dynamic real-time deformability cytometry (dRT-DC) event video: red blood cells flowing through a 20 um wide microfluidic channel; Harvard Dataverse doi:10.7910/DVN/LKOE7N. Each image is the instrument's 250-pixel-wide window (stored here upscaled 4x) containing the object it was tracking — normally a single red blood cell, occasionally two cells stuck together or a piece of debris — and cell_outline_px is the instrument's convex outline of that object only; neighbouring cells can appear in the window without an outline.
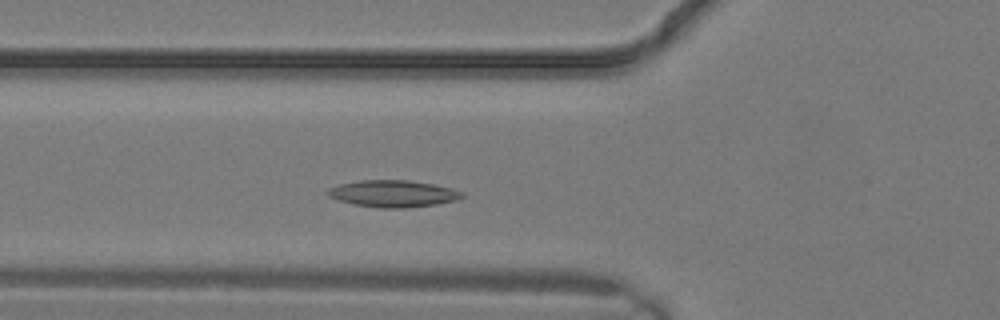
{"species": "common noctule bat (a hibernating species)", "species_latin": "Nyctalus noctula", "temperature_condition": "warm", "stored_images_in_passage": 10, "camera_frame_rate_fps": 3000, "um_per_image_px": 0.085, "animal": {"sex": "male", "body_mass_g": 19.2, "forearm_length_mm": 51.8}, "frame": {"image": 1, "passage_image": 5, "time_ms": 1.333, "image_size_px": [1000, 320], "cell_outline_px": [[464, 196], [456, 200], [436, 204], [404, 208], [380, 208], [356, 204], [340, 200], [328, 196], [324, 192], [328, 188], [340, 184], [360, 180], [408, 180], [432, 184], [452, 188], [464, 192]], "centroid_in_image_um": [33.41, 16.45], "position_along_channel_um": 92.4, "area_um2": 20.92}}
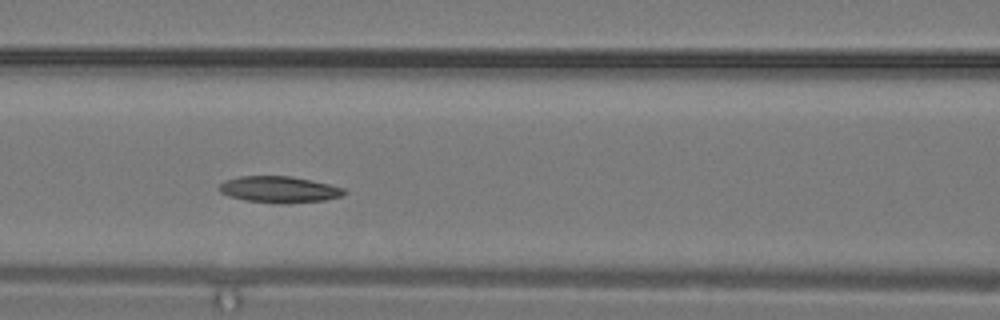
{"frame": {"image": 2, "passage_image": 7, "time_ms": 2.0, "image_size_px": [1000, 320], "cell_outline_px": [[348, 192], [340, 196], [324, 200], [284, 204], [244, 200], [228, 196], [220, 192], [216, 188], [224, 180], [240, 176], [292, 176], [312, 180], [344, 188]], "centroid_in_image_um": [23.69, 16.1], "position_along_channel_um": 142.9, "area_um2": 19.36}}
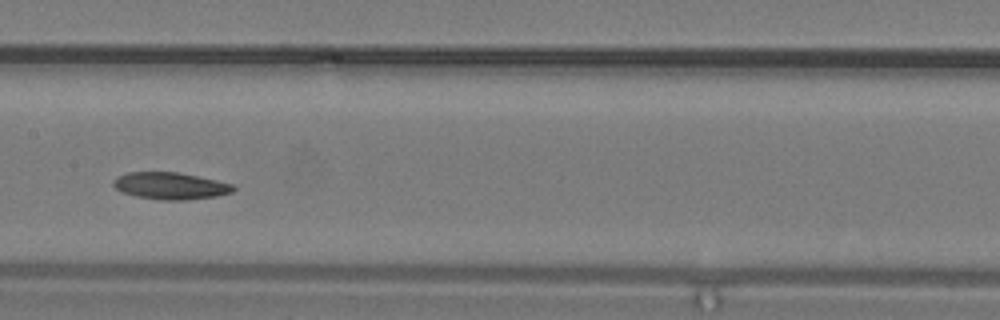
{"frame": {"image": 3, "passage_image": 9, "time_ms": 2.667, "image_size_px": [1000, 320], "cell_outline_px": [[236, 188], [232, 192], [216, 196], [184, 200], [160, 200], [136, 196], [124, 192], [116, 188], [112, 184], [116, 176], [128, 172], [176, 172], [216, 180], [232, 184]], "centroid_in_image_um": [14.47, 15.79], "position_along_channel_um": 192.9, "area_um2": 18.67}}